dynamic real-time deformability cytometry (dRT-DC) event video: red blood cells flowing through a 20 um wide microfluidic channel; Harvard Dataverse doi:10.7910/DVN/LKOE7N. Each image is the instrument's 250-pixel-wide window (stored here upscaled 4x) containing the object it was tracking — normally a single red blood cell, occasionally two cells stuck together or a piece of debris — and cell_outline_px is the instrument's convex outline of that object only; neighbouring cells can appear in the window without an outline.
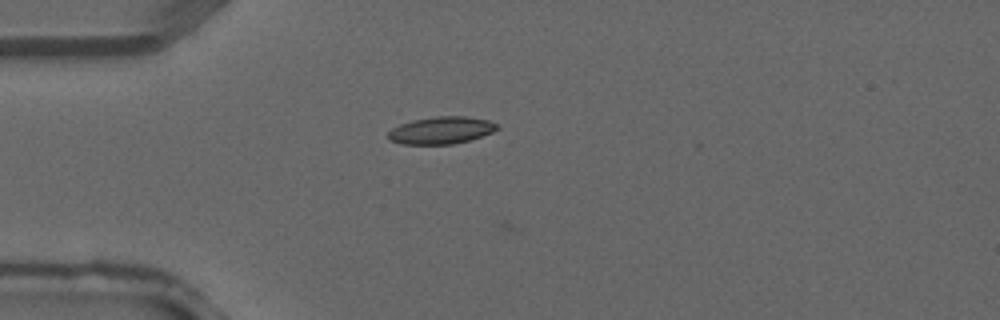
{"species": "common noctule bat (a hibernating species)", "species_latin": "Nyctalus noctula", "temperature_condition": "warm", "stored_images_in_passage": 4, "camera_frame_rate_fps": 3000, "um_per_image_px": 0.085, "animal": {"sex": "male", "forearm_length_mm": 52.5}, "frame": {"image": 1, "passage_image": 3, "time_ms": 0.667, "image_size_px": [1000, 320], "cell_outline_px": [[500, 128], [492, 132], [468, 140], [452, 144], [404, 144], [388, 140], [388, 132], [400, 120], [436, 116], [468, 116], [488, 120], [496, 124]], "centroid_in_image_um": [37.4, 11.05], "position_along_channel_um": 47.6, "area_um2": 17.69}}